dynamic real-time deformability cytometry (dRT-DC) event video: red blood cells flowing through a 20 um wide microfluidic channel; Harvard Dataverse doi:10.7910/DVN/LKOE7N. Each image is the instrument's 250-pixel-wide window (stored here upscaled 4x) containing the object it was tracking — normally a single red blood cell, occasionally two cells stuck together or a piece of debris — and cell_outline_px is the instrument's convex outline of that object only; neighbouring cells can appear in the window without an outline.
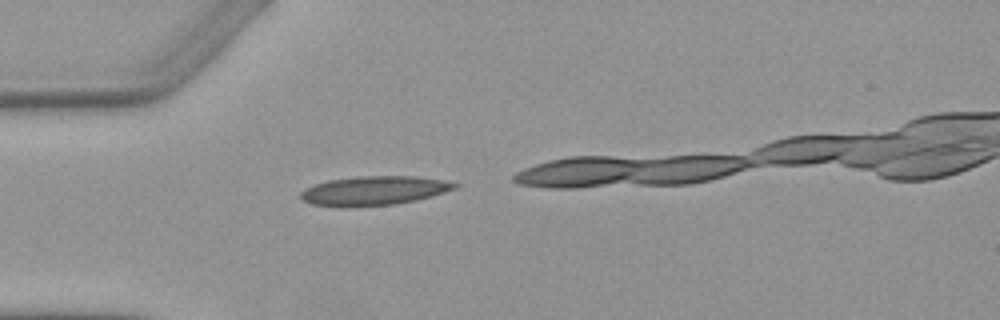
{"species": "Egyptian fruit bat (a non-hibernating species)", "species_latin": "Rousettus aegyptiacus", "temperature_condition": "warm", "stored_images_in_passage": 2, "camera_frame_rate_fps": 3000, "um_per_image_px": 0.085, "animal": {"sex": "female"}, "frame": {"image": 1, "passage_image": 1, "time_ms": 0.0, "image_size_px": [1000, 320], "cell_outline_px": [[460, 184], [456, 188], [444, 192], [416, 200], [396, 204], [348, 208], [344, 208], [312, 204], [304, 200], [300, 196], [300, 192], [304, 188], [328, 180], [360, 176], [416, 176], [444, 180]], "centroid_in_image_um": [31.77, 16.22], "position_along_channel_um": 53.2, "area_um2": 26.36}}